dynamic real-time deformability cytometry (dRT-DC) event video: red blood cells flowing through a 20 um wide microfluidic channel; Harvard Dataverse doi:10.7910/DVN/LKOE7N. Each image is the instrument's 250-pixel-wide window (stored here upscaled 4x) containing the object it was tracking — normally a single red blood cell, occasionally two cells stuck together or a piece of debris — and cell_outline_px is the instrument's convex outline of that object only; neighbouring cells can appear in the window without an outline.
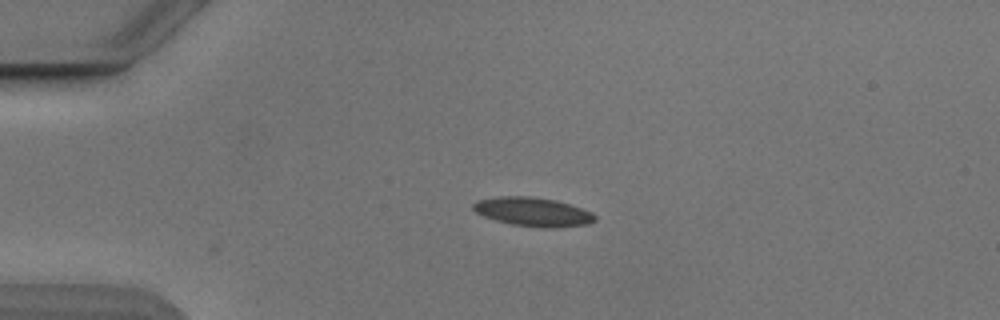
{"species": "Egyptian fruit bat (a non-hibernating species)", "species_latin": "Rousettus aegyptiacus", "temperature_condition": "cold", "stored_images_in_passage": 28, "camera_frame_rate_fps": 3000, "um_per_image_px": 0.085, "animal": {"sex": "male"}, "frame": {"image": 1, "passage_image": 1, "time_ms": 0.0, "image_size_px": [1000, 320], "cell_outline_px": [[596, 220], [588, 224], [556, 228], [540, 228], [512, 224], [496, 220], [484, 216], [476, 212], [472, 208], [472, 204], [476, 200], [500, 196], [528, 196], [556, 200], [592, 212], [596, 216]], "centroid_in_image_um": [45.3, 18.01], "position_along_channel_um": 39.7, "area_um2": 20.52}}
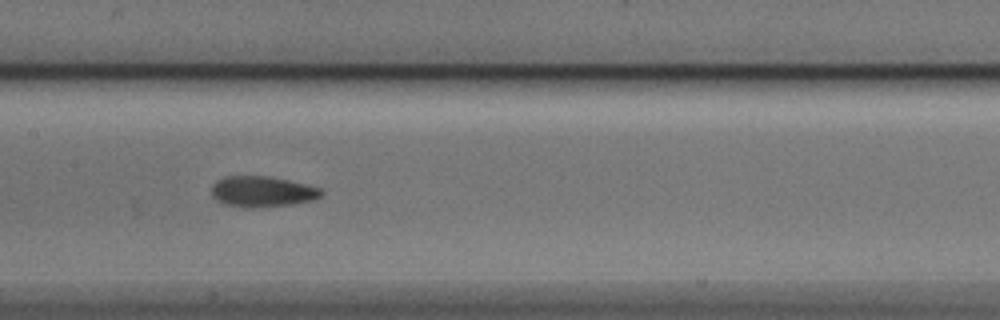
{"frame": {"image": 2, "passage_image": 15, "time_ms": 4.667, "image_size_px": [1000, 320], "cell_outline_px": [[324, 192], [320, 196], [312, 200], [292, 204], [252, 208], [224, 204], [216, 200], [212, 196], [212, 184], [216, 180], [224, 176], [268, 176], [288, 180], [320, 188]], "centroid_in_image_um": [22.25, 16.28], "position_along_channel_um": 185.1, "area_um2": 19.59}}
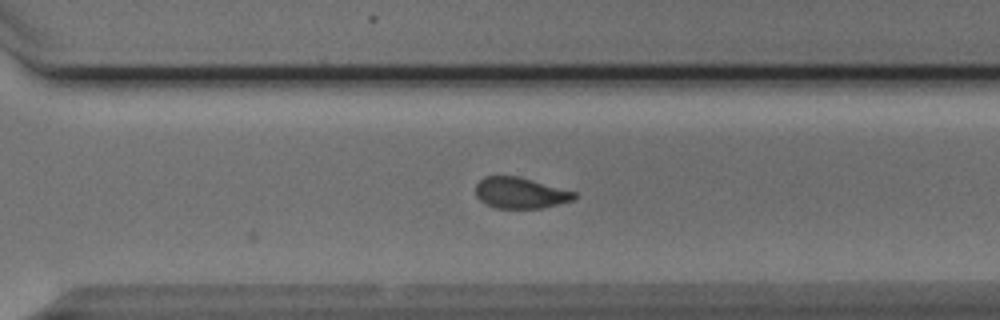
{"frame": {"image": 3, "passage_image": 26, "time_ms": 8.333, "image_size_px": [1000, 320], "cell_outline_px": [[576, 200], [544, 208], [496, 208], [484, 204], [476, 196], [476, 184], [484, 176], [516, 176], [576, 192]], "centroid_in_image_um": [44.23, 16.41], "position_along_channel_um": 326.4, "area_um2": 17.86}}